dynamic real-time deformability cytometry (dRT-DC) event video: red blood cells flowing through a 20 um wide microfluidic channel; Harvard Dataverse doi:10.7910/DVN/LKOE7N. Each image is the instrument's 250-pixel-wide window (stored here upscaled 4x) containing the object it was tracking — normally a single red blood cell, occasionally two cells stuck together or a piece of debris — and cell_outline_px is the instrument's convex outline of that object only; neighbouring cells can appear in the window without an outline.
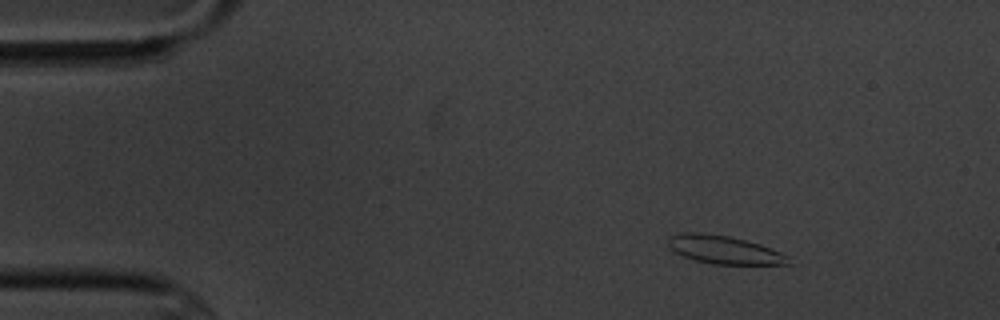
{"species": "common noctule bat (a hibernating species)", "species_latin": "Nyctalus noctula", "temperature_condition": "cold", "stored_images_in_passage": 9, "camera_frame_rate_fps": 3000, "um_per_image_px": 0.085, "animal": {"sex": "male", "body_mass_g": 20.1, "forearm_length_mm": 53.5}, "frame": {"image": 1, "passage_image": 3, "time_ms": 2.333, "image_size_px": [1000, 320], "cell_outline_px": [[792, 264], [712, 264], [696, 260], [684, 256], [668, 248], [668, 236], [684, 232], [700, 232], [728, 236], [760, 244], [780, 252], [788, 256]], "centroid_in_image_um": [61.53, 21.22], "position_along_channel_um": 23.5, "area_um2": 19.65}}
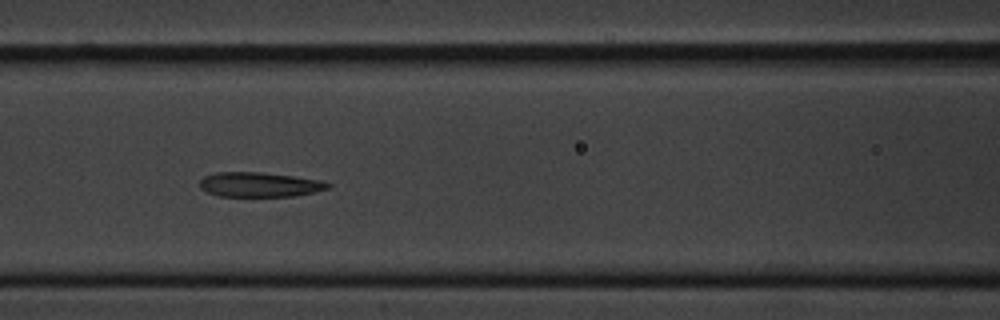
{"frame": {"image": 2, "passage_image": 8, "time_ms": 8.0, "image_size_px": [1000, 320], "cell_outline_px": [[332, 184], [328, 188], [312, 192], [292, 196], [220, 196], [208, 192], [200, 188], [200, 180], [204, 176], [216, 172], [264, 172], [320, 180]], "centroid_in_image_um": [22.03, 15.68], "position_along_channel_um": 144.6, "area_um2": 18.26}}
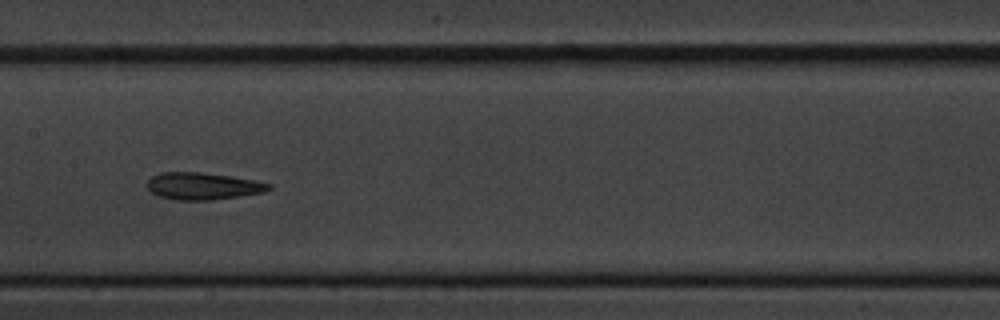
{"frame": {"image": 3, "passage_image": 9, "time_ms": 9.333, "image_size_px": [1000, 320], "cell_outline_px": [[272, 188], [264, 192], [240, 196], [212, 200], [176, 200], [160, 196], [152, 192], [148, 188], [148, 180], [152, 176], [160, 172], [200, 172], [228, 176], [252, 180], [272, 184]], "centroid_in_image_um": [17.24, 15.82], "position_along_channel_um": 190.2, "area_um2": 19.02}}